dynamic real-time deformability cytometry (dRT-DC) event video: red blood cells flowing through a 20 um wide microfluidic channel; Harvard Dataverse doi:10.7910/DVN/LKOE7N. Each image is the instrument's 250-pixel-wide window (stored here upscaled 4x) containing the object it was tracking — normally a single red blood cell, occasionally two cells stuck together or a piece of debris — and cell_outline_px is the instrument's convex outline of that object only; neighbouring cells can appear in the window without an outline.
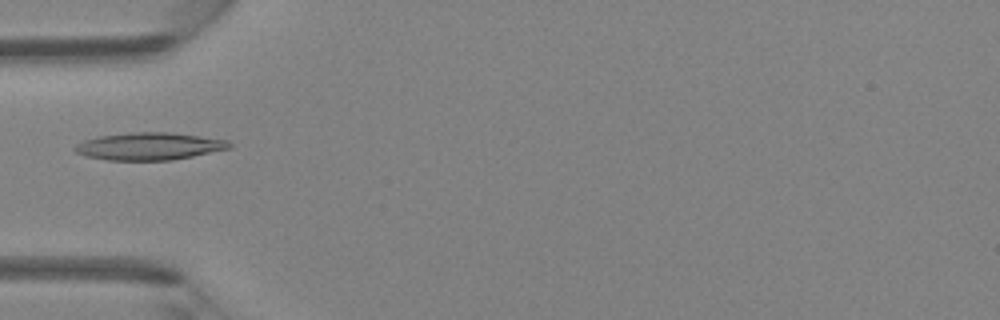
{"species": "Egyptian fruit bat (a non-hibernating species)", "species_latin": "Rousettus aegyptiacus", "temperature_condition": "room temperature", "stored_images_in_passage": 32, "camera_frame_rate_fps": 3000, "um_per_image_px": 0.085, "animal": {"sex": "female"}, "frame": {"image": 1, "passage_image": 1, "time_ms": 0.0, "image_size_px": [1000, 320], "cell_outline_px": [[232, 148], [172, 160], [108, 160], [84, 156], [76, 152], [72, 148], [76, 144], [84, 140], [100, 136], [132, 132], [168, 132], [200, 136], [228, 140], [232, 144]], "centroid_in_image_um": [12.68, 12.43], "position_along_channel_um": 72.3, "area_um2": 24.68}}
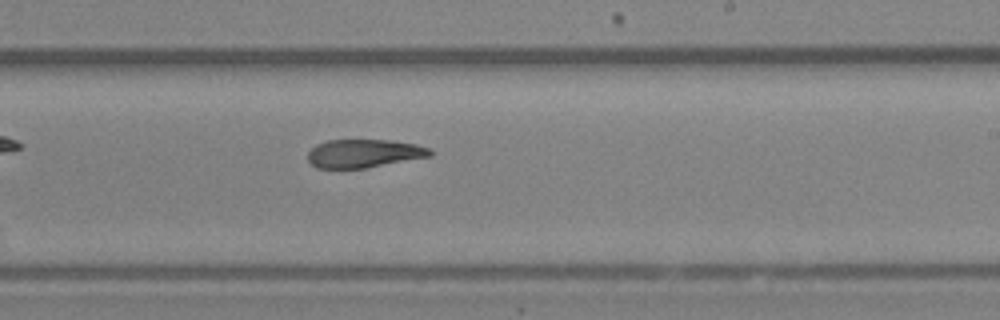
{"frame": {"image": 2, "passage_image": 14, "time_ms": 4.333, "image_size_px": [1000, 320], "cell_outline_px": [[432, 156], [364, 168], [316, 168], [308, 160], [308, 152], [316, 144], [328, 140], [392, 140], [416, 144], [432, 148]], "centroid_in_image_um": [30.96, 13.03], "position_along_channel_um": 258.0, "area_um2": 20.23}}
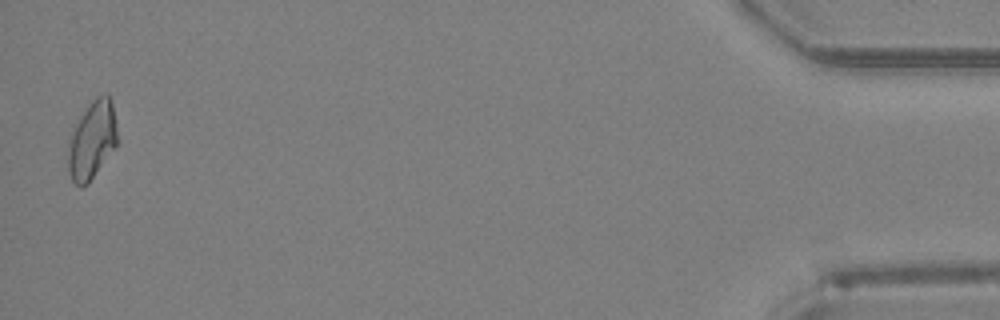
{"frame": {"image": 3, "passage_image": 32, "time_ms": 10.333, "image_size_px": [1000, 320], "cell_outline_px": [[120, 140], [88, 184], [80, 188], [72, 180], [68, 172], [68, 152], [72, 132], [80, 116], [92, 100], [96, 96], [108, 92], [112, 104]], "centroid_in_image_um": [7.86, 11.91], "position_along_channel_um": 427.3, "area_um2": 22.43}}